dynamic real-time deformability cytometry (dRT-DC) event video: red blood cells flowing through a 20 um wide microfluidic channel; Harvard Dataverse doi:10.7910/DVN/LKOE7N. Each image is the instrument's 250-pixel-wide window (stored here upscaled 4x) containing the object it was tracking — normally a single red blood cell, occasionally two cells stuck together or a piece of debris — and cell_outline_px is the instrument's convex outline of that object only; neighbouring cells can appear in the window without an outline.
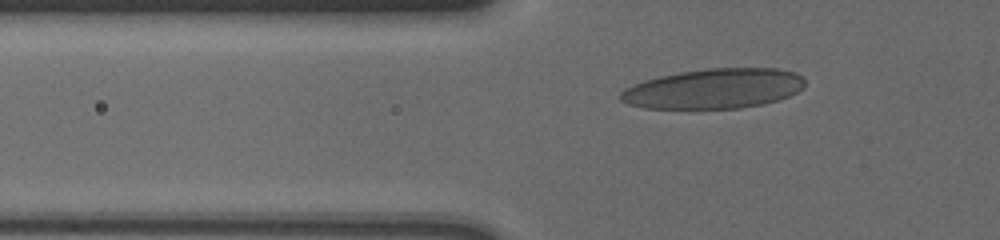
{"species": "human", "species_latin": "Homo sapiens", "temperature_condition": "cold", "stored_images_in_passage": 38, "camera_frame_rate_fps": 3000, "um_per_image_px": 0.085, "donor": {"sex": "male"}, "frame": {"image": 1, "passage_image": 5, "time_ms": 1.333, "image_size_px": [1000, 240], "cell_outline_px": [[804, 88], [788, 96], [776, 100], [760, 104], [740, 108], [644, 108], [628, 104], [620, 100], [620, 92], [624, 88], [644, 80], [660, 76], [680, 72], [704, 68], [776, 68], [796, 72], [804, 80]], "centroid_in_image_um": [60.66, 7.52], "position_along_channel_um": 65.1, "area_um2": 42.83}}
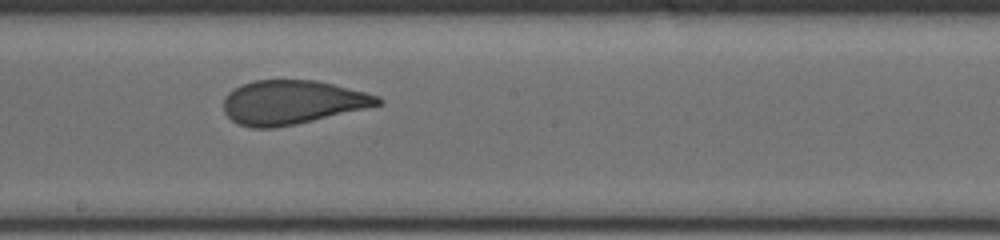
{"frame": {"image": 2, "passage_image": 19, "time_ms": 6.0, "image_size_px": [1000, 240], "cell_outline_px": [[384, 100], [380, 104], [364, 108], [296, 124], [272, 128], [252, 128], [240, 124], [232, 120], [224, 112], [224, 96], [228, 92], [252, 80], [316, 80], [380, 96]], "centroid_in_image_um": [24.8, 8.69], "position_along_channel_um": 223.4, "area_um2": 39.07}}
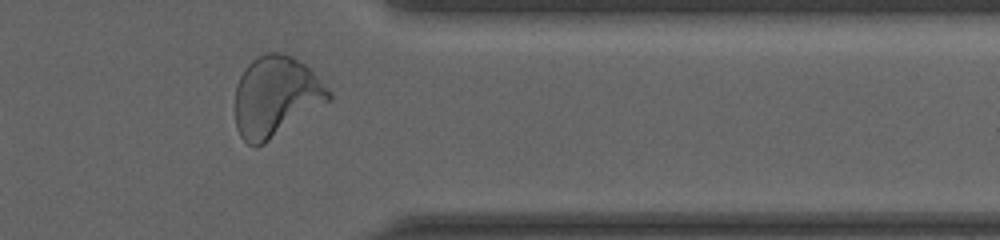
{"frame": {"image": 3, "passage_image": 33, "time_ms": 10.667, "image_size_px": [1000, 240], "cell_outline_px": [[332, 100], [264, 144], [256, 148], [248, 144], [240, 136], [236, 128], [236, 84], [240, 76], [248, 64], [252, 60], [264, 52], [284, 52], [292, 56], [304, 64], [332, 92]], "centroid_in_image_um": [23.45, 8.21], "position_along_channel_um": 388.0, "area_um2": 44.1}, "authors_computed_cell_mechanics": {"area_um2": 40.4889, "velocity_mm_per_s": 3.6063, "shape_relaxation_time_tau1_ms": 4.2778, "shape_relaxation_time_tau2_ms": 0.7853, "deformation_change_tau1": 0.1664, "deformation_change_tau2": 0.0815}}